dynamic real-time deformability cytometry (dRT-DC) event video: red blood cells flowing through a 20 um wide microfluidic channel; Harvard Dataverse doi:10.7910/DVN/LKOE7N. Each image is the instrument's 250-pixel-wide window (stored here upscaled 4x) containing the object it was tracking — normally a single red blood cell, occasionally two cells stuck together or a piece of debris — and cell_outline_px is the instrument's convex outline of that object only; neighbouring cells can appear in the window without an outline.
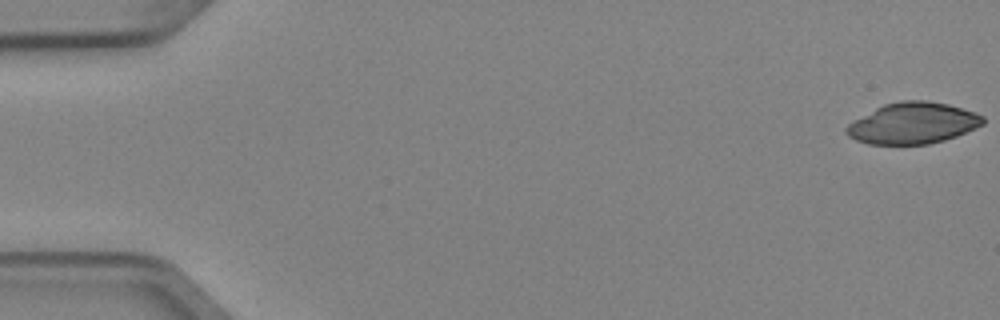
{"species": "Egyptian fruit bat (a non-hibernating species)", "species_latin": "Rousettus aegyptiacus", "temperature_condition": "cold", "stored_images_in_passage": 4, "camera_frame_rate_fps": 3000, "um_per_image_px": 0.085, "animal": {"sex": "female"}, "frame": {"image": 1, "passage_image": 1, "time_ms": 0.0, "image_size_px": [1000, 320], "cell_outline_px": [[984, 124], [976, 128], [956, 136], [944, 140], [928, 144], [868, 144], [856, 140], [848, 136], [844, 132], [844, 128], [848, 124], [876, 108], [884, 104], [900, 100], [924, 100], [948, 104], [984, 116]], "centroid_in_image_um": [77.58, 10.48], "position_along_channel_um": 7.4, "area_um2": 32.66}}
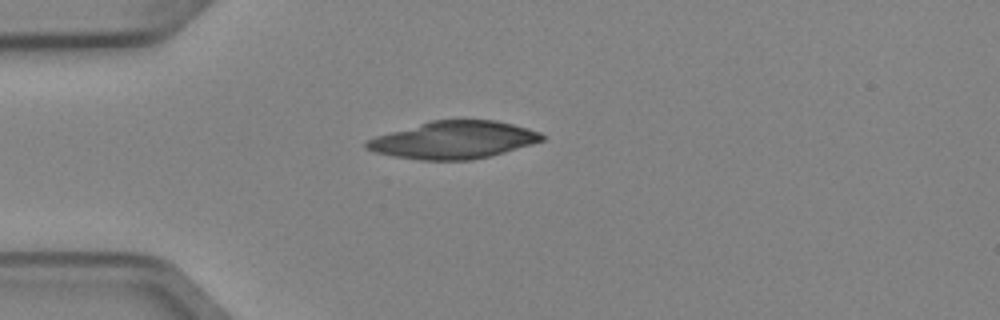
{"frame": {"image": 2, "passage_image": 4, "time_ms": 1.0, "image_size_px": [1000, 320], "cell_outline_px": [[544, 140], [504, 152], [472, 160], [420, 160], [392, 156], [376, 152], [364, 148], [364, 140], [376, 136], [432, 120], [496, 120], [528, 128], [540, 132], [544, 136]], "centroid_in_image_um": [38.53, 11.9], "position_along_channel_um": 46.5, "area_um2": 38.09}}